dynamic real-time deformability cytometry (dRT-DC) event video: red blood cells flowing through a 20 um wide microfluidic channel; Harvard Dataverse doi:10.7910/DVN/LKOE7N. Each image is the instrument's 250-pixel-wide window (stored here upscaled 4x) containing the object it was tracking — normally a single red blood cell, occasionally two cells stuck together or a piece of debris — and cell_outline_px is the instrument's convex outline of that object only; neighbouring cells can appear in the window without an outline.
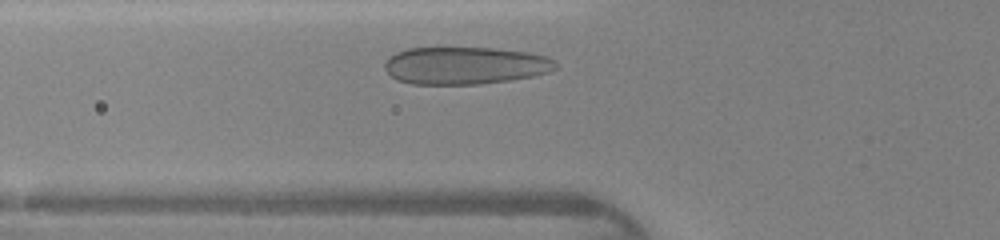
{"species": "human", "species_latin": "Homo sapiens", "temperature_condition": "warm", "stored_images_in_passage": 25, "camera_frame_rate_fps": 3000, "um_per_image_px": 0.085, "donor": {"sex": "female"}, "frame": {"image": 1, "passage_image": 4, "time_ms": 1.0, "image_size_px": [1000, 240], "cell_outline_px": [[556, 68], [548, 72], [532, 76], [512, 80], [480, 84], [412, 84], [396, 80], [384, 68], [384, 64], [388, 56], [396, 52], [408, 48], [492, 48], [528, 52], [548, 56], [556, 60]], "centroid_in_image_um": [39.53, 5.57], "position_along_channel_um": 86.3, "area_um2": 37.51}}
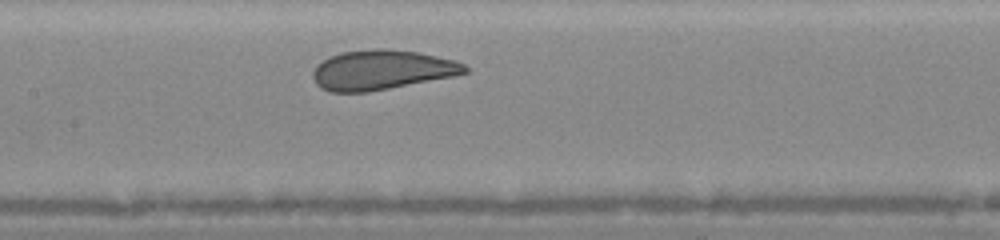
{"frame": {"image": 2, "passage_image": 10, "time_ms": 3.0, "image_size_px": [1000, 240], "cell_outline_px": [[468, 72], [452, 76], [368, 92], [328, 92], [320, 88], [316, 84], [312, 76], [312, 72], [316, 64], [328, 56], [340, 52], [376, 48], [388, 48], [416, 52], [456, 60], [464, 64], [468, 68]], "centroid_in_image_um": [32.39, 5.93], "position_along_channel_um": 175.0, "area_um2": 35.32}}
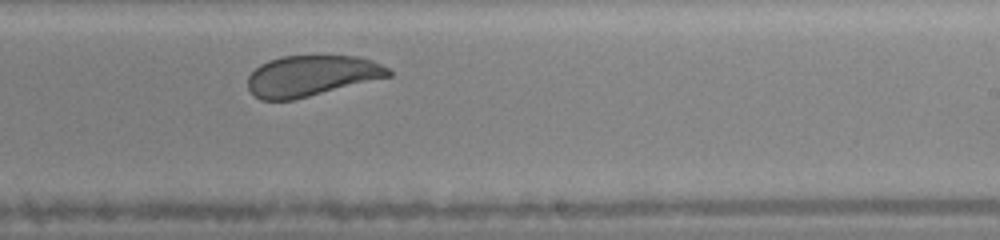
{"frame": {"image": 3, "passage_image": 16, "time_ms": 5.0, "image_size_px": [1000, 240], "cell_outline_px": [[392, 76], [292, 100], [260, 100], [248, 88], [248, 76], [260, 64], [268, 60], [280, 56], [360, 56], [372, 60], [388, 68], [392, 72]], "centroid_in_image_um": [26.48, 6.43], "position_along_channel_um": 262.5, "area_um2": 33.35}}